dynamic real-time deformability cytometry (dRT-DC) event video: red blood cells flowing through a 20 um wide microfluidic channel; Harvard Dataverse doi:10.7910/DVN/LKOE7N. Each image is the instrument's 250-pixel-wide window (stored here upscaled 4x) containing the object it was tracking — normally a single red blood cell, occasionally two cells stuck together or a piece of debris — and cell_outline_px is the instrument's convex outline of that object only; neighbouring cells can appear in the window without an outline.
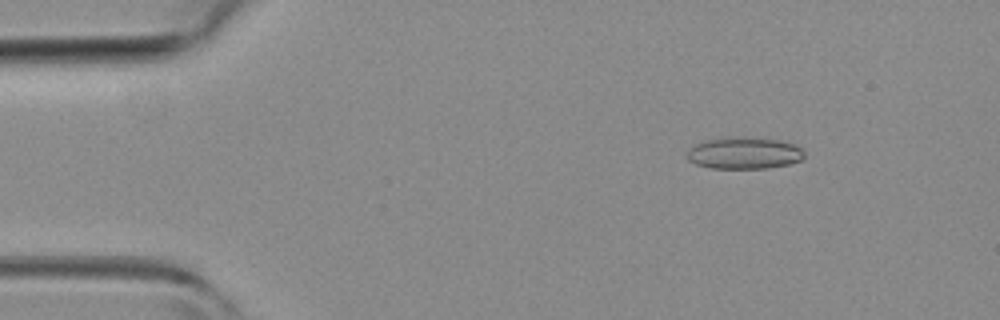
{"species": "common noctule bat (a hibernating species)", "species_latin": "Nyctalus noctula", "temperature_condition": "room temperature", "stored_images_in_passage": 42, "camera_frame_rate_fps": 3000, "um_per_image_px": 0.085, "animal": {"sex": "female", "body_mass_g": 19.3, "forearm_length_mm": 54.1}, "frame": {"image": 1, "passage_image": 5, "time_ms": 1.333, "image_size_px": [1000, 320], "cell_outline_px": [[804, 156], [800, 160], [788, 164], [768, 168], [712, 168], [696, 164], [688, 160], [688, 148], [704, 140], [776, 140], [796, 144], [804, 152]], "centroid_in_image_um": [63.26, 13.07], "position_along_channel_um": 21.7, "area_um2": 20.58}}
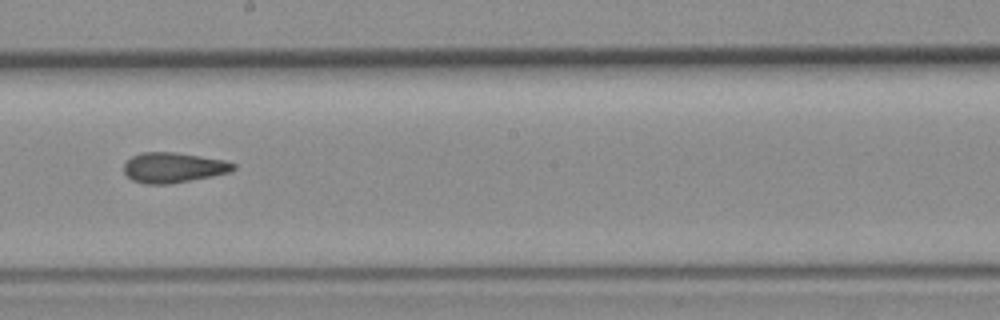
{"frame": {"image": 2, "passage_image": 23, "time_ms": 7.333, "image_size_px": [1000, 320], "cell_outline_px": [[236, 168], [232, 172], [172, 184], [144, 184], [132, 180], [124, 172], [124, 164], [132, 156], [144, 152], [172, 152], [200, 156], [224, 160], [236, 164]], "centroid_in_image_um": [14.75, 14.25], "position_along_channel_um": 233.4, "area_um2": 19.31}}
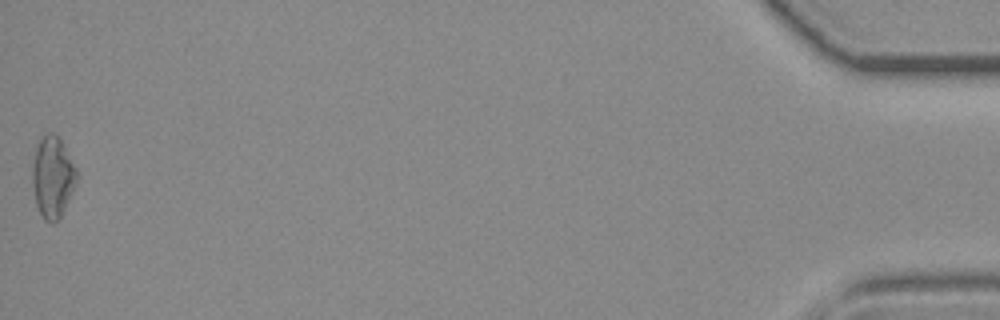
{"frame": {"image": 3, "passage_image": 42, "time_ms": 13.667, "image_size_px": [1000, 320], "cell_outline_px": [[80, 176], [60, 216], [52, 224], [44, 220], [36, 204], [32, 184], [32, 164], [36, 148], [40, 136], [48, 132], [52, 132], [60, 140], [76, 168]], "centroid_in_image_um": [4.46, 15.04], "position_along_channel_um": 430.7, "area_um2": 20.92}}